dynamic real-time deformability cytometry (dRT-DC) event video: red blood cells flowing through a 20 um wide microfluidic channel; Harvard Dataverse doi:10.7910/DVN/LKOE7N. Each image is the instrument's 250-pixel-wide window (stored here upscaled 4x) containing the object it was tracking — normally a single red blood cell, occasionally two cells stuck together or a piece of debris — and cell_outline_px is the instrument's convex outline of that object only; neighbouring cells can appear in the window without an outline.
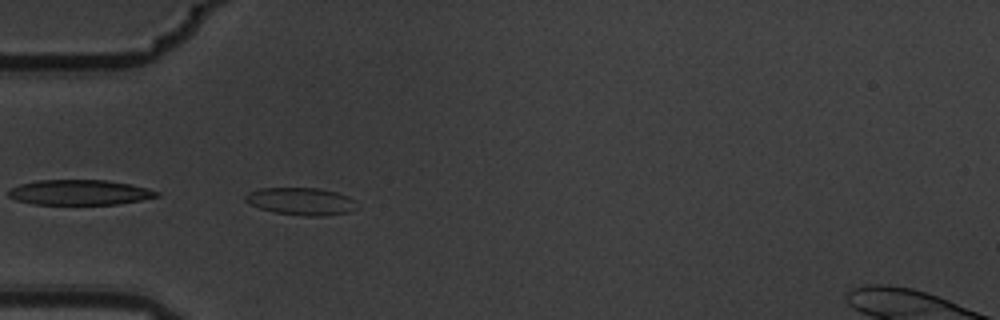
{"species": "common noctule bat (a hibernating species)", "species_latin": "Nyctalus noctula", "temperature_condition": "warm", "stored_images_in_passage": 5, "camera_frame_rate_fps": 3000, "um_per_image_px": 0.085, "animal": {"sex": "male", "body_mass_g": 19.5, "forearm_length_mm": 54.6}, "frame": {"image": 1, "passage_image": 5, "time_ms": 1.333, "image_size_px": [1000, 320], "cell_outline_px": [[356, 200], [348, 212], [324, 216], [308, 216], [276, 212], [260, 208], [244, 200], [244, 196], [248, 192], [260, 188], [320, 188], [336, 192], [348, 196]], "centroid_in_image_um": [25.55, 17.09], "position_along_channel_um": 59.4, "area_um2": 17.51}}